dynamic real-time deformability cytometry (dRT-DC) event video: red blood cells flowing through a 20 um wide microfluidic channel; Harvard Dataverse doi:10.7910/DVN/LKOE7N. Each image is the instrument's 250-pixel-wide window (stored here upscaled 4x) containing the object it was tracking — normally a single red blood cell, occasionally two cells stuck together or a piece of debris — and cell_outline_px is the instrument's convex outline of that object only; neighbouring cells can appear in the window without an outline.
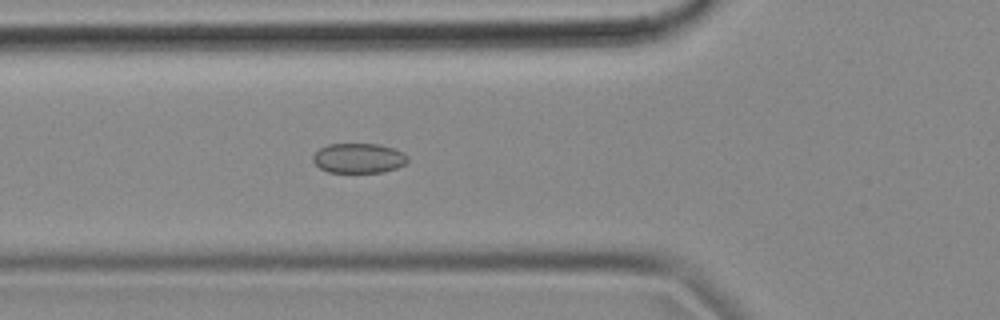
{"species": "common noctule bat (a hibernating species)", "species_latin": "Nyctalus noctula", "temperature_condition": "cold", "stored_images_in_passage": 55, "camera_frame_rate_fps": 3000, "um_per_image_px": 0.085, "animal": {"sex": "female", "body_mass_g": 18.4}, "frame": {"image": 1, "passage_image": 19, "time_ms": 6.0, "image_size_px": [1000, 320], "cell_outline_px": [[408, 160], [404, 164], [396, 168], [380, 172], [328, 172], [320, 168], [312, 160], [312, 156], [320, 148], [328, 144], [376, 144], [392, 148], [404, 152], [408, 156]], "centroid_in_image_um": [30.47, 13.44], "position_along_channel_um": 95.3, "area_um2": 16.36}}
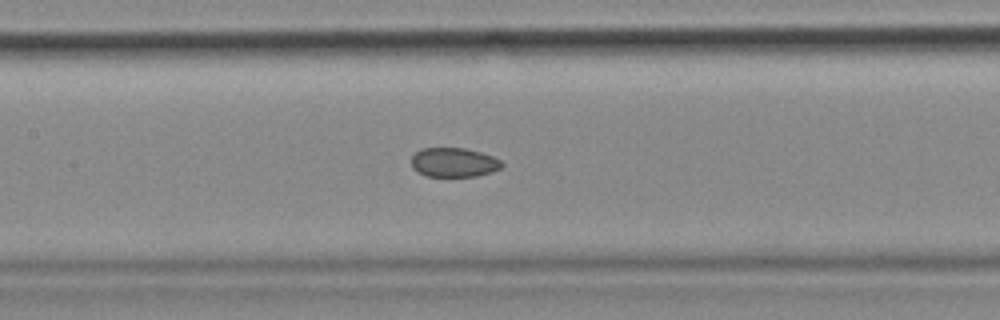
{"frame": {"image": 2, "passage_image": 25, "time_ms": 8.0, "image_size_px": [1000, 320], "cell_outline_px": [[504, 164], [500, 168], [492, 172], [476, 176], [428, 176], [416, 172], [412, 168], [412, 156], [420, 148], [464, 148], [480, 152], [492, 156], [500, 160]], "centroid_in_image_um": [38.56, 13.8], "position_along_channel_um": 168.8, "area_um2": 15.43}}
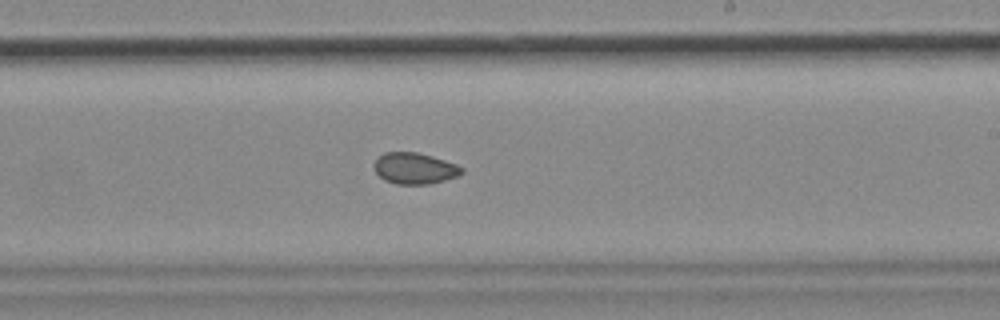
{"frame": {"image": 3, "passage_image": 32, "time_ms": 10.333, "image_size_px": [1000, 320], "cell_outline_px": [[464, 172], [456, 176], [444, 180], [428, 184], [396, 184], [384, 180], [376, 172], [372, 164], [376, 156], [384, 152], [416, 152], [432, 156], [456, 164], [464, 168]], "centroid_in_image_um": [35.2, 14.3], "position_along_channel_um": 253.8, "area_um2": 16.07}, "authors_computed_cell_mechanics": {"area_um2": 16.9932, "velocity_mm_per_s": 3.6577, "shape_relaxation_time_tau1_ms": null, "shape_relaxation_time_tau2_ms": 2.5602, "deformation_change_tau1": null, "deformation_change_tau2": 0.058}}